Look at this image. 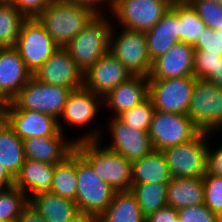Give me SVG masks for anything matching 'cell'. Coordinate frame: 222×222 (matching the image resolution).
I'll list each match as a JSON object with an SVG mask.
<instances>
[{"instance_id":"6da1fadb","label":"cell","mask_w":222,"mask_h":222,"mask_svg":"<svg viewBox=\"0 0 222 222\" xmlns=\"http://www.w3.org/2000/svg\"><path fill=\"white\" fill-rule=\"evenodd\" d=\"M92 130L82 137L75 138V150L91 165L96 174L115 192L130 190L132 184V161L111 151L100 141L102 131ZM101 145V146H100Z\"/></svg>"},{"instance_id":"7a4b0ae2","label":"cell","mask_w":222,"mask_h":222,"mask_svg":"<svg viewBox=\"0 0 222 222\" xmlns=\"http://www.w3.org/2000/svg\"><path fill=\"white\" fill-rule=\"evenodd\" d=\"M95 15L89 7L69 0H53L37 18L56 44L65 48Z\"/></svg>"},{"instance_id":"3957f363","label":"cell","mask_w":222,"mask_h":222,"mask_svg":"<svg viewBox=\"0 0 222 222\" xmlns=\"http://www.w3.org/2000/svg\"><path fill=\"white\" fill-rule=\"evenodd\" d=\"M111 23L103 13L96 14L66 45L65 49L83 74L109 52Z\"/></svg>"},{"instance_id":"277c9868","label":"cell","mask_w":222,"mask_h":222,"mask_svg":"<svg viewBox=\"0 0 222 222\" xmlns=\"http://www.w3.org/2000/svg\"><path fill=\"white\" fill-rule=\"evenodd\" d=\"M71 92L70 88L46 84L32 76L17 96L8 102V109L41 112L58 120Z\"/></svg>"},{"instance_id":"5b68a950","label":"cell","mask_w":222,"mask_h":222,"mask_svg":"<svg viewBox=\"0 0 222 222\" xmlns=\"http://www.w3.org/2000/svg\"><path fill=\"white\" fill-rule=\"evenodd\" d=\"M213 135L200 132L194 139L169 147L162 152L172 177L203 178L206 174L208 139Z\"/></svg>"},{"instance_id":"8992f818","label":"cell","mask_w":222,"mask_h":222,"mask_svg":"<svg viewBox=\"0 0 222 222\" xmlns=\"http://www.w3.org/2000/svg\"><path fill=\"white\" fill-rule=\"evenodd\" d=\"M76 205L79 213L100 216L112 202L115 190L104 182L91 165L77 152Z\"/></svg>"},{"instance_id":"52a82bcc","label":"cell","mask_w":222,"mask_h":222,"mask_svg":"<svg viewBox=\"0 0 222 222\" xmlns=\"http://www.w3.org/2000/svg\"><path fill=\"white\" fill-rule=\"evenodd\" d=\"M14 47L32 74L60 48L38 18L24 20Z\"/></svg>"},{"instance_id":"ba28073f","label":"cell","mask_w":222,"mask_h":222,"mask_svg":"<svg viewBox=\"0 0 222 222\" xmlns=\"http://www.w3.org/2000/svg\"><path fill=\"white\" fill-rule=\"evenodd\" d=\"M122 30L120 34L115 36V29L112 26L109 37V53L132 75L149 77L152 61L147 52L145 33L124 28Z\"/></svg>"},{"instance_id":"9c48e42d","label":"cell","mask_w":222,"mask_h":222,"mask_svg":"<svg viewBox=\"0 0 222 222\" xmlns=\"http://www.w3.org/2000/svg\"><path fill=\"white\" fill-rule=\"evenodd\" d=\"M187 116L202 132L215 134L222 125V88L204 80H197Z\"/></svg>"},{"instance_id":"30bf717a","label":"cell","mask_w":222,"mask_h":222,"mask_svg":"<svg viewBox=\"0 0 222 222\" xmlns=\"http://www.w3.org/2000/svg\"><path fill=\"white\" fill-rule=\"evenodd\" d=\"M200 132L185 114L155 110L148 134L154 150L163 151L194 139Z\"/></svg>"},{"instance_id":"8fae6325","label":"cell","mask_w":222,"mask_h":222,"mask_svg":"<svg viewBox=\"0 0 222 222\" xmlns=\"http://www.w3.org/2000/svg\"><path fill=\"white\" fill-rule=\"evenodd\" d=\"M149 98L155 110L187 115L196 81L195 76L170 79H148Z\"/></svg>"},{"instance_id":"7c38bea8","label":"cell","mask_w":222,"mask_h":222,"mask_svg":"<svg viewBox=\"0 0 222 222\" xmlns=\"http://www.w3.org/2000/svg\"><path fill=\"white\" fill-rule=\"evenodd\" d=\"M170 7L167 0H115L111 13L122 28L145 32L152 29Z\"/></svg>"},{"instance_id":"4fadbf2b","label":"cell","mask_w":222,"mask_h":222,"mask_svg":"<svg viewBox=\"0 0 222 222\" xmlns=\"http://www.w3.org/2000/svg\"><path fill=\"white\" fill-rule=\"evenodd\" d=\"M111 142L106 148L119 153L129 161L150 154L154 148L147 131L123 123L118 117H110Z\"/></svg>"},{"instance_id":"5bb4252c","label":"cell","mask_w":222,"mask_h":222,"mask_svg":"<svg viewBox=\"0 0 222 222\" xmlns=\"http://www.w3.org/2000/svg\"><path fill=\"white\" fill-rule=\"evenodd\" d=\"M39 81L70 88L72 91L83 87V73L70 57L69 52L60 47L34 74Z\"/></svg>"},{"instance_id":"9a60e30c","label":"cell","mask_w":222,"mask_h":222,"mask_svg":"<svg viewBox=\"0 0 222 222\" xmlns=\"http://www.w3.org/2000/svg\"><path fill=\"white\" fill-rule=\"evenodd\" d=\"M131 76L130 71L108 52L83 74V87L103 98Z\"/></svg>"},{"instance_id":"2e32d148","label":"cell","mask_w":222,"mask_h":222,"mask_svg":"<svg viewBox=\"0 0 222 222\" xmlns=\"http://www.w3.org/2000/svg\"><path fill=\"white\" fill-rule=\"evenodd\" d=\"M33 74L15 47L0 48V99L11 102Z\"/></svg>"},{"instance_id":"e0dca14e","label":"cell","mask_w":222,"mask_h":222,"mask_svg":"<svg viewBox=\"0 0 222 222\" xmlns=\"http://www.w3.org/2000/svg\"><path fill=\"white\" fill-rule=\"evenodd\" d=\"M195 49L188 43L178 41L164 55L152 62L148 79H170L194 76Z\"/></svg>"},{"instance_id":"ac0fdd59","label":"cell","mask_w":222,"mask_h":222,"mask_svg":"<svg viewBox=\"0 0 222 222\" xmlns=\"http://www.w3.org/2000/svg\"><path fill=\"white\" fill-rule=\"evenodd\" d=\"M8 125L22 140L57 136L61 132L55 117L22 109H8Z\"/></svg>"},{"instance_id":"d6986e66","label":"cell","mask_w":222,"mask_h":222,"mask_svg":"<svg viewBox=\"0 0 222 222\" xmlns=\"http://www.w3.org/2000/svg\"><path fill=\"white\" fill-rule=\"evenodd\" d=\"M102 104L103 98L101 96L84 87L72 91L58 119L59 130L64 133L63 129H65L60 118H63L68 126L80 127L92 123L91 121L96 119L95 116H97V112H99L98 110Z\"/></svg>"},{"instance_id":"ffe728a7","label":"cell","mask_w":222,"mask_h":222,"mask_svg":"<svg viewBox=\"0 0 222 222\" xmlns=\"http://www.w3.org/2000/svg\"><path fill=\"white\" fill-rule=\"evenodd\" d=\"M148 97V77L133 75L103 97V105L107 106L108 110H113L112 116L117 117L122 112L141 104Z\"/></svg>"},{"instance_id":"44dd1931","label":"cell","mask_w":222,"mask_h":222,"mask_svg":"<svg viewBox=\"0 0 222 222\" xmlns=\"http://www.w3.org/2000/svg\"><path fill=\"white\" fill-rule=\"evenodd\" d=\"M66 140L63 132L57 136L24 139L25 158L53 165L60 163L75 150L74 140Z\"/></svg>"},{"instance_id":"7402d4cb","label":"cell","mask_w":222,"mask_h":222,"mask_svg":"<svg viewBox=\"0 0 222 222\" xmlns=\"http://www.w3.org/2000/svg\"><path fill=\"white\" fill-rule=\"evenodd\" d=\"M144 33L147 40V52L153 62L178 42L177 13L170 7L160 21Z\"/></svg>"},{"instance_id":"603a6c76","label":"cell","mask_w":222,"mask_h":222,"mask_svg":"<svg viewBox=\"0 0 222 222\" xmlns=\"http://www.w3.org/2000/svg\"><path fill=\"white\" fill-rule=\"evenodd\" d=\"M54 169L53 164L25 159L19 174L15 177L14 186L25 194L28 193V199L36 194L49 192Z\"/></svg>"},{"instance_id":"cb8c5ba5","label":"cell","mask_w":222,"mask_h":222,"mask_svg":"<svg viewBox=\"0 0 222 222\" xmlns=\"http://www.w3.org/2000/svg\"><path fill=\"white\" fill-rule=\"evenodd\" d=\"M29 204L46 222H70L79 214L75 201L51 192H42L32 196Z\"/></svg>"},{"instance_id":"d4e9b609","label":"cell","mask_w":222,"mask_h":222,"mask_svg":"<svg viewBox=\"0 0 222 222\" xmlns=\"http://www.w3.org/2000/svg\"><path fill=\"white\" fill-rule=\"evenodd\" d=\"M172 178L162 151L153 150L150 154L132 161V184H168Z\"/></svg>"},{"instance_id":"484cf974","label":"cell","mask_w":222,"mask_h":222,"mask_svg":"<svg viewBox=\"0 0 222 222\" xmlns=\"http://www.w3.org/2000/svg\"><path fill=\"white\" fill-rule=\"evenodd\" d=\"M204 204L203 178H175L167 186V205L178 210Z\"/></svg>"},{"instance_id":"4316f807","label":"cell","mask_w":222,"mask_h":222,"mask_svg":"<svg viewBox=\"0 0 222 222\" xmlns=\"http://www.w3.org/2000/svg\"><path fill=\"white\" fill-rule=\"evenodd\" d=\"M146 217L131 190L115 192L112 202L100 215V222H145Z\"/></svg>"},{"instance_id":"83f0119b","label":"cell","mask_w":222,"mask_h":222,"mask_svg":"<svg viewBox=\"0 0 222 222\" xmlns=\"http://www.w3.org/2000/svg\"><path fill=\"white\" fill-rule=\"evenodd\" d=\"M77 151L74 150L62 162L55 164L49 192L75 201L77 193Z\"/></svg>"},{"instance_id":"f1b7e54d","label":"cell","mask_w":222,"mask_h":222,"mask_svg":"<svg viewBox=\"0 0 222 222\" xmlns=\"http://www.w3.org/2000/svg\"><path fill=\"white\" fill-rule=\"evenodd\" d=\"M25 159L23 140L8 125L0 134V165L15 178Z\"/></svg>"},{"instance_id":"f546056e","label":"cell","mask_w":222,"mask_h":222,"mask_svg":"<svg viewBox=\"0 0 222 222\" xmlns=\"http://www.w3.org/2000/svg\"><path fill=\"white\" fill-rule=\"evenodd\" d=\"M171 8L177 13L178 41L194 46L206 25L189 2L172 4Z\"/></svg>"},{"instance_id":"4dcf8cb0","label":"cell","mask_w":222,"mask_h":222,"mask_svg":"<svg viewBox=\"0 0 222 222\" xmlns=\"http://www.w3.org/2000/svg\"><path fill=\"white\" fill-rule=\"evenodd\" d=\"M167 186L161 183L131 184L130 190L145 217L167 206Z\"/></svg>"},{"instance_id":"1f68e13d","label":"cell","mask_w":222,"mask_h":222,"mask_svg":"<svg viewBox=\"0 0 222 222\" xmlns=\"http://www.w3.org/2000/svg\"><path fill=\"white\" fill-rule=\"evenodd\" d=\"M25 19L11 2L0 1V48L15 46Z\"/></svg>"},{"instance_id":"d6a6232c","label":"cell","mask_w":222,"mask_h":222,"mask_svg":"<svg viewBox=\"0 0 222 222\" xmlns=\"http://www.w3.org/2000/svg\"><path fill=\"white\" fill-rule=\"evenodd\" d=\"M28 204V194L15 186L0 190V221H16Z\"/></svg>"},{"instance_id":"836d02e7","label":"cell","mask_w":222,"mask_h":222,"mask_svg":"<svg viewBox=\"0 0 222 222\" xmlns=\"http://www.w3.org/2000/svg\"><path fill=\"white\" fill-rule=\"evenodd\" d=\"M154 112V105L148 97L141 104L122 112L117 117L127 125H131L134 128L148 132Z\"/></svg>"},{"instance_id":"e575fe53","label":"cell","mask_w":222,"mask_h":222,"mask_svg":"<svg viewBox=\"0 0 222 222\" xmlns=\"http://www.w3.org/2000/svg\"><path fill=\"white\" fill-rule=\"evenodd\" d=\"M204 185V205L213 213L222 216V177L205 175Z\"/></svg>"},{"instance_id":"d590c367","label":"cell","mask_w":222,"mask_h":222,"mask_svg":"<svg viewBox=\"0 0 222 222\" xmlns=\"http://www.w3.org/2000/svg\"><path fill=\"white\" fill-rule=\"evenodd\" d=\"M204 24L212 30L222 26V6L213 0H189Z\"/></svg>"},{"instance_id":"8d00e7d4","label":"cell","mask_w":222,"mask_h":222,"mask_svg":"<svg viewBox=\"0 0 222 222\" xmlns=\"http://www.w3.org/2000/svg\"><path fill=\"white\" fill-rule=\"evenodd\" d=\"M220 60H222V56L195 50L194 76L198 80L208 81L216 73Z\"/></svg>"},{"instance_id":"74e56055","label":"cell","mask_w":222,"mask_h":222,"mask_svg":"<svg viewBox=\"0 0 222 222\" xmlns=\"http://www.w3.org/2000/svg\"><path fill=\"white\" fill-rule=\"evenodd\" d=\"M180 222H218L219 216L204 204L184 207L177 210Z\"/></svg>"},{"instance_id":"f35d334b","label":"cell","mask_w":222,"mask_h":222,"mask_svg":"<svg viewBox=\"0 0 222 222\" xmlns=\"http://www.w3.org/2000/svg\"><path fill=\"white\" fill-rule=\"evenodd\" d=\"M201 34L198 42L193 46L194 49L222 56V38L216 34L215 30L205 26Z\"/></svg>"},{"instance_id":"ab89813d","label":"cell","mask_w":222,"mask_h":222,"mask_svg":"<svg viewBox=\"0 0 222 222\" xmlns=\"http://www.w3.org/2000/svg\"><path fill=\"white\" fill-rule=\"evenodd\" d=\"M53 0H11L25 18H37Z\"/></svg>"},{"instance_id":"60d3db41","label":"cell","mask_w":222,"mask_h":222,"mask_svg":"<svg viewBox=\"0 0 222 222\" xmlns=\"http://www.w3.org/2000/svg\"><path fill=\"white\" fill-rule=\"evenodd\" d=\"M208 142V150H207V163H206V174L205 175H213V176H221L222 177V146L211 150L209 149Z\"/></svg>"},{"instance_id":"b9f144b4","label":"cell","mask_w":222,"mask_h":222,"mask_svg":"<svg viewBox=\"0 0 222 222\" xmlns=\"http://www.w3.org/2000/svg\"><path fill=\"white\" fill-rule=\"evenodd\" d=\"M177 221H179L178 211L168 205L148 215L145 220V222H177Z\"/></svg>"},{"instance_id":"7bdbcfd3","label":"cell","mask_w":222,"mask_h":222,"mask_svg":"<svg viewBox=\"0 0 222 222\" xmlns=\"http://www.w3.org/2000/svg\"><path fill=\"white\" fill-rule=\"evenodd\" d=\"M69 1H72V2H75L76 4H79V5H83V6H86V7H89L91 8L96 14H102L101 12V6L105 3L108 4V9L109 11L108 12H111L113 6H114V3H115V0H69Z\"/></svg>"},{"instance_id":"ee69618b","label":"cell","mask_w":222,"mask_h":222,"mask_svg":"<svg viewBox=\"0 0 222 222\" xmlns=\"http://www.w3.org/2000/svg\"><path fill=\"white\" fill-rule=\"evenodd\" d=\"M16 222H46L45 219L28 204L21 212Z\"/></svg>"},{"instance_id":"f6af8a7d","label":"cell","mask_w":222,"mask_h":222,"mask_svg":"<svg viewBox=\"0 0 222 222\" xmlns=\"http://www.w3.org/2000/svg\"><path fill=\"white\" fill-rule=\"evenodd\" d=\"M15 184V178L0 165V190L13 187Z\"/></svg>"},{"instance_id":"bcb514c9","label":"cell","mask_w":222,"mask_h":222,"mask_svg":"<svg viewBox=\"0 0 222 222\" xmlns=\"http://www.w3.org/2000/svg\"><path fill=\"white\" fill-rule=\"evenodd\" d=\"M8 126V102H3L0 105V134Z\"/></svg>"},{"instance_id":"7dc6e473","label":"cell","mask_w":222,"mask_h":222,"mask_svg":"<svg viewBox=\"0 0 222 222\" xmlns=\"http://www.w3.org/2000/svg\"><path fill=\"white\" fill-rule=\"evenodd\" d=\"M70 222H100V216L95 215V214L79 213Z\"/></svg>"},{"instance_id":"c3c4849f","label":"cell","mask_w":222,"mask_h":222,"mask_svg":"<svg viewBox=\"0 0 222 222\" xmlns=\"http://www.w3.org/2000/svg\"><path fill=\"white\" fill-rule=\"evenodd\" d=\"M222 88V60L219 61L216 73L207 81Z\"/></svg>"},{"instance_id":"681fc988","label":"cell","mask_w":222,"mask_h":222,"mask_svg":"<svg viewBox=\"0 0 222 222\" xmlns=\"http://www.w3.org/2000/svg\"><path fill=\"white\" fill-rule=\"evenodd\" d=\"M171 5L172 4H178V3H186L189 0H167Z\"/></svg>"},{"instance_id":"f907efd6","label":"cell","mask_w":222,"mask_h":222,"mask_svg":"<svg viewBox=\"0 0 222 222\" xmlns=\"http://www.w3.org/2000/svg\"><path fill=\"white\" fill-rule=\"evenodd\" d=\"M215 32L222 38V26H220L219 29H216Z\"/></svg>"},{"instance_id":"816d5d0a","label":"cell","mask_w":222,"mask_h":222,"mask_svg":"<svg viewBox=\"0 0 222 222\" xmlns=\"http://www.w3.org/2000/svg\"><path fill=\"white\" fill-rule=\"evenodd\" d=\"M222 6V0H213Z\"/></svg>"},{"instance_id":"f5cc1de1","label":"cell","mask_w":222,"mask_h":222,"mask_svg":"<svg viewBox=\"0 0 222 222\" xmlns=\"http://www.w3.org/2000/svg\"><path fill=\"white\" fill-rule=\"evenodd\" d=\"M218 222H222V216H219Z\"/></svg>"},{"instance_id":"db71d44e","label":"cell","mask_w":222,"mask_h":222,"mask_svg":"<svg viewBox=\"0 0 222 222\" xmlns=\"http://www.w3.org/2000/svg\"><path fill=\"white\" fill-rule=\"evenodd\" d=\"M217 131H220V132L222 131V125L219 127Z\"/></svg>"},{"instance_id":"11a10c76","label":"cell","mask_w":222,"mask_h":222,"mask_svg":"<svg viewBox=\"0 0 222 222\" xmlns=\"http://www.w3.org/2000/svg\"><path fill=\"white\" fill-rule=\"evenodd\" d=\"M0 1L11 2V0H0Z\"/></svg>"},{"instance_id":"9f6ffc18","label":"cell","mask_w":222,"mask_h":222,"mask_svg":"<svg viewBox=\"0 0 222 222\" xmlns=\"http://www.w3.org/2000/svg\"><path fill=\"white\" fill-rule=\"evenodd\" d=\"M0 222H16V221H0Z\"/></svg>"}]
</instances>
